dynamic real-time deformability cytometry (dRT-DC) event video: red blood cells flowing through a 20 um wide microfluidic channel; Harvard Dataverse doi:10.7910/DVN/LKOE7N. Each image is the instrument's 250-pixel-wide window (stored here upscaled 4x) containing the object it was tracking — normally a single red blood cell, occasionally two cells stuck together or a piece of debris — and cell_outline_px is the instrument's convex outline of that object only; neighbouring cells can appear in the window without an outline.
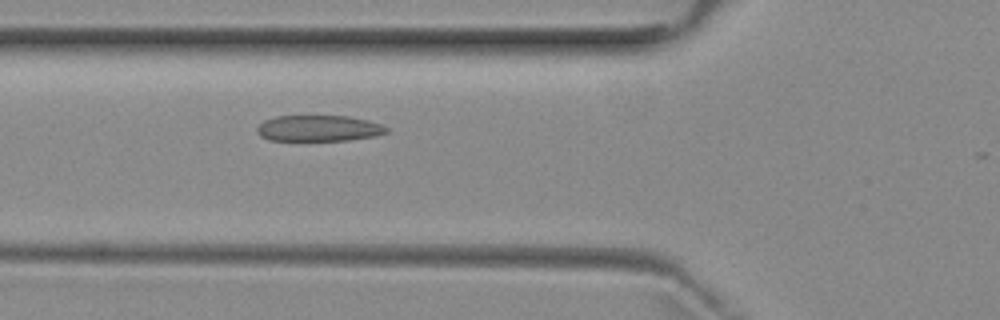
{"species": "common noctule bat (a hibernating species)", "species_latin": "Nyctalus noctula", "temperature_condition": "room temperature", "stored_images_in_passage": 6, "camera_frame_rate_fps": 3000, "um_per_image_px": 0.085, "animal": {"sex": "female", "body_mass_g": 29.2, "forearm_length_mm": 56.3}, "frame": {"image": 1, "passage_image": 6, "time_ms": 5.667, "image_size_px": [1000, 320], "cell_outline_px": [[388, 132], [372, 136], [348, 140], [268, 140], [260, 136], [256, 132], [256, 128], [264, 120], [276, 116], [348, 116], [368, 120], [380, 124], [388, 128]], "centroid_in_image_um": [27.05, 10.9], "position_along_channel_um": 98.8, "area_um2": 19.54}}